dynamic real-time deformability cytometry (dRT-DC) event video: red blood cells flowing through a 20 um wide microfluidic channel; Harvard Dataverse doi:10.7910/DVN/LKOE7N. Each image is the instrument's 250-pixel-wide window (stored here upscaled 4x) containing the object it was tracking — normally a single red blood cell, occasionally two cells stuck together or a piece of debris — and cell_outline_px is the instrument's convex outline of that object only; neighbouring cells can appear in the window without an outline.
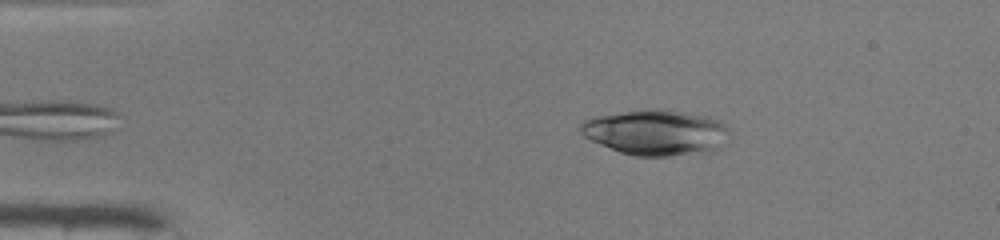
{"species": "common noctule bat (a hibernating species)", "species_latin": "Nyctalus noctula", "temperature_condition": "warm", "stored_images_in_passage": 43, "camera_frame_rate_fps": 3000, "um_per_image_px": 0.085, "animal": {"sex": "male", "body_mass_g": 19.0, "forearm_length_mm": 50.8}, "frame": {"image": 1, "passage_image": 4, "time_ms": 1.0, "image_size_px": [1000, 240], "cell_outline_px": [[732, 140], [728, 144], [708, 152], [668, 156], [636, 156], [620, 152], [600, 144], [584, 136], [580, 132], [580, 124], [584, 120], [596, 116], [624, 112], [684, 112], [708, 116], [720, 120], [732, 132]], "centroid_in_image_um": [55.86, 11.31], "position_along_channel_um": 29.1, "area_um2": 39.02}}